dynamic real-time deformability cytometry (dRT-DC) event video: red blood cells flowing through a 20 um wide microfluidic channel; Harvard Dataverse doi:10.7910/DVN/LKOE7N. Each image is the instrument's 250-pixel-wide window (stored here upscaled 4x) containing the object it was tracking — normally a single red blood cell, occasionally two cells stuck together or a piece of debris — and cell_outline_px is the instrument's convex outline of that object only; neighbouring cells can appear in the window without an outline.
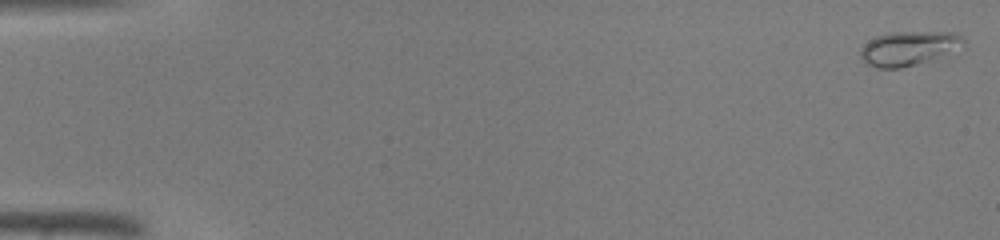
{"species": "common noctule bat (a hibernating species)", "species_latin": "Nyctalus noctula", "temperature_condition": "warm", "stored_images_in_passage": 45, "camera_frame_rate_fps": 3000, "um_per_image_px": 0.085, "animal": {"sex": "male", "body_mass_g": 19.0, "forearm_length_mm": 50.8}, "frame": {"image": 1, "passage_image": 1, "time_ms": 0.0, "image_size_px": [1000, 240], "cell_outline_px": [[964, 44], [916, 64], [900, 68], [876, 68], [868, 64], [860, 56], [860, 48], [868, 40], [876, 36], [888, 32], [956, 32], [964, 40]], "centroid_in_image_um": [77.12, 4.08], "position_along_channel_um": 7.9, "area_um2": 19.94}}
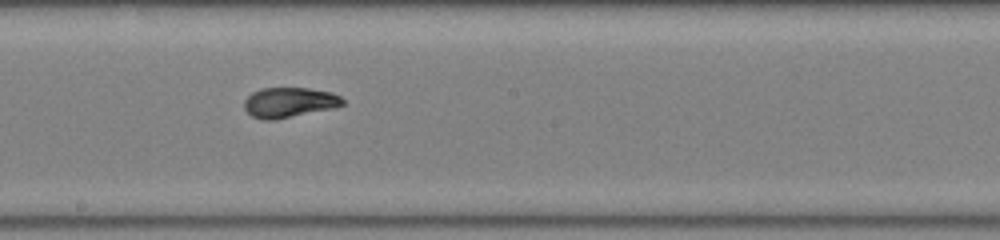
{"frame": {"image": 2, "passage_image": 26, "time_ms": 8.333, "image_size_px": [1000, 240], "cell_outline_px": [[344, 104], [336, 108], [272, 120], [264, 120], [252, 116], [244, 108], [244, 100], [252, 92], [260, 88], [308, 88], [332, 92], [340, 96], [344, 100]], "centroid_in_image_um": [24.6, 8.7], "position_along_channel_um": 223.6, "area_um2": 17.34}}
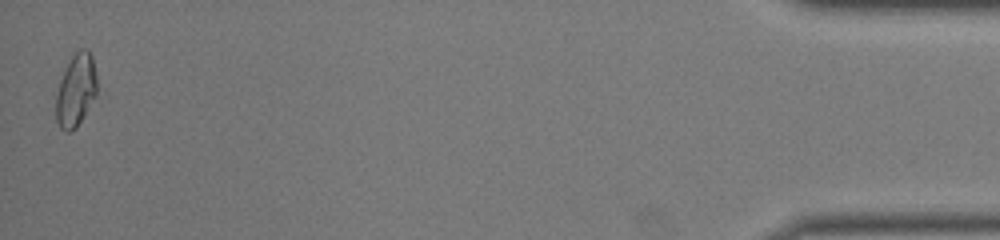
{"frame": {"image": 3, "passage_image": 45, "time_ms": 14.667, "image_size_px": [1000, 240], "cell_outline_px": [[96, 96], [76, 128], [68, 132], [64, 132], [60, 128], [56, 120], [56, 96], [60, 80], [68, 60], [80, 48], [88, 48], [92, 56], [96, 72]], "centroid_in_image_um": [6.45, 7.66], "position_along_channel_um": 428.8, "area_um2": 17.46}}